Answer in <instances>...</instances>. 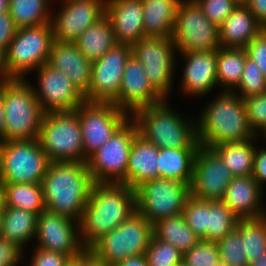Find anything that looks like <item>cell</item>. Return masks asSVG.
I'll return each mask as SVG.
<instances>
[{
  "instance_id": "cell-1",
  "label": "cell",
  "mask_w": 266,
  "mask_h": 266,
  "mask_svg": "<svg viewBox=\"0 0 266 266\" xmlns=\"http://www.w3.org/2000/svg\"><path fill=\"white\" fill-rule=\"evenodd\" d=\"M135 212V189L123 183H94L79 221L82 245L90 248Z\"/></svg>"
},
{
  "instance_id": "cell-2",
  "label": "cell",
  "mask_w": 266,
  "mask_h": 266,
  "mask_svg": "<svg viewBox=\"0 0 266 266\" xmlns=\"http://www.w3.org/2000/svg\"><path fill=\"white\" fill-rule=\"evenodd\" d=\"M93 184L87 163H50L41 182L46 210L79 222Z\"/></svg>"
},
{
  "instance_id": "cell-3",
  "label": "cell",
  "mask_w": 266,
  "mask_h": 266,
  "mask_svg": "<svg viewBox=\"0 0 266 266\" xmlns=\"http://www.w3.org/2000/svg\"><path fill=\"white\" fill-rule=\"evenodd\" d=\"M217 96L196 122L200 145L212 148L257 137L248 123L244 100L236 92L222 91Z\"/></svg>"
},
{
  "instance_id": "cell-4",
  "label": "cell",
  "mask_w": 266,
  "mask_h": 266,
  "mask_svg": "<svg viewBox=\"0 0 266 266\" xmlns=\"http://www.w3.org/2000/svg\"><path fill=\"white\" fill-rule=\"evenodd\" d=\"M165 101L141 108L131 116L139 134L159 149L199 148L196 123L185 120Z\"/></svg>"
},
{
  "instance_id": "cell-5",
  "label": "cell",
  "mask_w": 266,
  "mask_h": 266,
  "mask_svg": "<svg viewBox=\"0 0 266 266\" xmlns=\"http://www.w3.org/2000/svg\"><path fill=\"white\" fill-rule=\"evenodd\" d=\"M4 112V141L38 139L44 116L33 90L25 79L0 84Z\"/></svg>"
},
{
  "instance_id": "cell-6",
  "label": "cell",
  "mask_w": 266,
  "mask_h": 266,
  "mask_svg": "<svg viewBox=\"0 0 266 266\" xmlns=\"http://www.w3.org/2000/svg\"><path fill=\"white\" fill-rule=\"evenodd\" d=\"M38 140L51 163H87L76 110L44 114Z\"/></svg>"
},
{
  "instance_id": "cell-7",
  "label": "cell",
  "mask_w": 266,
  "mask_h": 266,
  "mask_svg": "<svg viewBox=\"0 0 266 266\" xmlns=\"http://www.w3.org/2000/svg\"><path fill=\"white\" fill-rule=\"evenodd\" d=\"M153 237V225L137 211L89 249L108 266L132 256L145 254Z\"/></svg>"
},
{
  "instance_id": "cell-8",
  "label": "cell",
  "mask_w": 266,
  "mask_h": 266,
  "mask_svg": "<svg viewBox=\"0 0 266 266\" xmlns=\"http://www.w3.org/2000/svg\"><path fill=\"white\" fill-rule=\"evenodd\" d=\"M50 163L38 139L0 142L2 183H41Z\"/></svg>"
},
{
  "instance_id": "cell-9",
  "label": "cell",
  "mask_w": 266,
  "mask_h": 266,
  "mask_svg": "<svg viewBox=\"0 0 266 266\" xmlns=\"http://www.w3.org/2000/svg\"><path fill=\"white\" fill-rule=\"evenodd\" d=\"M138 133L136 122L129 118L110 140L87 159L88 171L94 183L126 184L129 154Z\"/></svg>"
},
{
  "instance_id": "cell-10",
  "label": "cell",
  "mask_w": 266,
  "mask_h": 266,
  "mask_svg": "<svg viewBox=\"0 0 266 266\" xmlns=\"http://www.w3.org/2000/svg\"><path fill=\"white\" fill-rule=\"evenodd\" d=\"M135 193L136 211L153 225L158 220L183 213L190 197V184L156 178L142 183Z\"/></svg>"
},
{
  "instance_id": "cell-11",
  "label": "cell",
  "mask_w": 266,
  "mask_h": 266,
  "mask_svg": "<svg viewBox=\"0 0 266 266\" xmlns=\"http://www.w3.org/2000/svg\"><path fill=\"white\" fill-rule=\"evenodd\" d=\"M53 29L51 22L35 27L18 28L6 51V62L14 79H23L31 70L48 63Z\"/></svg>"
},
{
  "instance_id": "cell-12",
  "label": "cell",
  "mask_w": 266,
  "mask_h": 266,
  "mask_svg": "<svg viewBox=\"0 0 266 266\" xmlns=\"http://www.w3.org/2000/svg\"><path fill=\"white\" fill-rule=\"evenodd\" d=\"M176 52L218 50L219 30L194 0L179 3L172 35Z\"/></svg>"
},
{
  "instance_id": "cell-13",
  "label": "cell",
  "mask_w": 266,
  "mask_h": 266,
  "mask_svg": "<svg viewBox=\"0 0 266 266\" xmlns=\"http://www.w3.org/2000/svg\"><path fill=\"white\" fill-rule=\"evenodd\" d=\"M76 111L81 125L86 159L110 140L113 134L131 118L114 103L84 101Z\"/></svg>"
},
{
  "instance_id": "cell-14",
  "label": "cell",
  "mask_w": 266,
  "mask_h": 266,
  "mask_svg": "<svg viewBox=\"0 0 266 266\" xmlns=\"http://www.w3.org/2000/svg\"><path fill=\"white\" fill-rule=\"evenodd\" d=\"M131 45L117 43L100 59L93 61L91 81L84 95L87 102L114 103L119 108V90Z\"/></svg>"
},
{
  "instance_id": "cell-15",
  "label": "cell",
  "mask_w": 266,
  "mask_h": 266,
  "mask_svg": "<svg viewBox=\"0 0 266 266\" xmlns=\"http://www.w3.org/2000/svg\"><path fill=\"white\" fill-rule=\"evenodd\" d=\"M132 55L143 65L151 85L166 99L175 72L172 37L146 36L131 45Z\"/></svg>"
},
{
  "instance_id": "cell-16",
  "label": "cell",
  "mask_w": 266,
  "mask_h": 266,
  "mask_svg": "<svg viewBox=\"0 0 266 266\" xmlns=\"http://www.w3.org/2000/svg\"><path fill=\"white\" fill-rule=\"evenodd\" d=\"M234 175L212 149L199 146L190 183V196L199 200H221Z\"/></svg>"
},
{
  "instance_id": "cell-17",
  "label": "cell",
  "mask_w": 266,
  "mask_h": 266,
  "mask_svg": "<svg viewBox=\"0 0 266 266\" xmlns=\"http://www.w3.org/2000/svg\"><path fill=\"white\" fill-rule=\"evenodd\" d=\"M38 89L34 94L43 112H62L76 110L84 101V96L72 84L65 73L58 71L48 63L37 70Z\"/></svg>"
},
{
  "instance_id": "cell-18",
  "label": "cell",
  "mask_w": 266,
  "mask_h": 266,
  "mask_svg": "<svg viewBox=\"0 0 266 266\" xmlns=\"http://www.w3.org/2000/svg\"><path fill=\"white\" fill-rule=\"evenodd\" d=\"M37 247L77 257L85 247L80 239L79 222L68 217L43 211L37 217Z\"/></svg>"
},
{
  "instance_id": "cell-19",
  "label": "cell",
  "mask_w": 266,
  "mask_h": 266,
  "mask_svg": "<svg viewBox=\"0 0 266 266\" xmlns=\"http://www.w3.org/2000/svg\"><path fill=\"white\" fill-rule=\"evenodd\" d=\"M64 1V2H63ZM63 7L53 15V40L74 42L88 27L105 15L106 0H62Z\"/></svg>"
},
{
  "instance_id": "cell-20",
  "label": "cell",
  "mask_w": 266,
  "mask_h": 266,
  "mask_svg": "<svg viewBox=\"0 0 266 266\" xmlns=\"http://www.w3.org/2000/svg\"><path fill=\"white\" fill-rule=\"evenodd\" d=\"M165 98L151 85L143 65L133 55L126 62L119 90V108L129 115Z\"/></svg>"
},
{
  "instance_id": "cell-21",
  "label": "cell",
  "mask_w": 266,
  "mask_h": 266,
  "mask_svg": "<svg viewBox=\"0 0 266 266\" xmlns=\"http://www.w3.org/2000/svg\"><path fill=\"white\" fill-rule=\"evenodd\" d=\"M105 15L111 21L117 43L132 45L146 37L142 0H106Z\"/></svg>"
},
{
  "instance_id": "cell-22",
  "label": "cell",
  "mask_w": 266,
  "mask_h": 266,
  "mask_svg": "<svg viewBox=\"0 0 266 266\" xmlns=\"http://www.w3.org/2000/svg\"><path fill=\"white\" fill-rule=\"evenodd\" d=\"M186 59L182 76L184 93L204 96L217 86V50L180 53Z\"/></svg>"
},
{
  "instance_id": "cell-23",
  "label": "cell",
  "mask_w": 266,
  "mask_h": 266,
  "mask_svg": "<svg viewBox=\"0 0 266 266\" xmlns=\"http://www.w3.org/2000/svg\"><path fill=\"white\" fill-rule=\"evenodd\" d=\"M92 63L79 51L74 42L53 40L48 64L65 73L83 96L89 90Z\"/></svg>"
},
{
  "instance_id": "cell-24",
  "label": "cell",
  "mask_w": 266,
  "mask_h": 266,
  "mask_svg": "<svg viewBox=\"0 0 266 266\" xmlns=\"http://www.w3.org/2000/svg\"><path fill=\"white\" fill-rule=\"evenodd\" d=\"M263 188L250 176H236L227 186L221 201L239 218L256 219L266 216L262 203Z\"/></svg>"
},
{
  "instance_id": "cell-25",
  "label": "cell",
  "mask_w": 266,
  "mask_h": 266,
  "mask_svg": "<svg viewBox=\"0 0 266 266\" xmlns=\"http://www.w3.org/2000/svg\"><path fill=\"white\" fill-rule=\"evenodd\" d=\"M265 27L240 3L218 27L223 48H245Z\"/></svg>"
},
{
  "instance_id": "cell-26",
  "label": "cell",
  "mask_w": 266,
  "mask_h": 266,
  "mask_svg": "<svg viewBox=\"0 0 266 266\" xmlns=\"http://www.w3.org/2000/svg\"><path fill=\"white\" fill-rule=\"evenodd\" d=\"M158 156L159 148L138 133L129 154L126 185L136 189L146 181L160 178Z\"/></svg>"
},
{
  "instance_id": "cell-27",
  "label": "cell",
  "mask_w": 266,
  "mask_h": 266,
  "mask_svg": "<svg viewBox=\"0 0 266 266\" xmlns=\"http://www.w3.org/2000/svg\"><path fill=\"white\" fill-rule=\"evenodd\" d=\"M182 0H142L145 36L172 37L179 3Z\"/></svg>"
},
{
  "instance_id": "cell-28",
  "label": "cell",
  "mask_w": 266,
  "mask_h": 266,
  "mask_svg": "<svg viewBox=\"0 0 266 266\" xmlns=\"http://www.w3.org/2000/svg\"><path fill=\"white\" fill-rule=\"evenodd\" d=\"M79 51L90 61L100 59L117 44L110 19L104 15L75 41Z\"/></svg>"
},
{
  "instance_id": "cell-29",
  "label": "cell",
  "mask_w": 266,
  "mask_h": 266,
  "mask_svg": "<svg viewBox=\"0 0 266 266\" xmlns=\"http://www.w3.org/2000/svg\"><path fill=\"white\" fill-rule=\"evenodd\" d=\"M197 150L198 148L159 149L158 168L160 178L174 179L190 184Z\"/></svg>"
},
{
  "instance_id": "cell-30",
  "label": "cell",
  "mask_w": 266,
  "mask_h": 266,
  "mask_svg": "<svg viewBox=\"0 0 266 266\" xmlns=\"http://www.w3.org/2000/svg\"><path fill=\"white\" fill-rule=\"evenodd\" d=\"M37 217L23 209L4 207L0 236L23 250L24 244L36 235Z\"/></svg>"
},
{
  "instance_id": "cell-31",
  "label": "cell",
  "mask_w": 266,
  "mask_h": 266,
  "mask_svg": "<svg viewBox=\"0 0 266 266\" xmlns=\"http://www.w3.org/2000/svg\"><path fill=\"white\" fill-rule=\"evenodd\" d=\"M255 140L257 137L242 142L222 143L212 149L221 157L234 177L250 176L254 164Z\"/></svg>"
},
{
  "instance_id": "cell-32",
  "label": "cell",
  "mask_w": 266,
  "mask_h": 266,
  "mask_svg": "<svg viewBox=\"0 0 266 266\" xmlns=\"http://www.w3.org/2000/svg\"><path fill=\"white\" fill-rule=\"evenodd\" d=\"M4 207L23 209L39 216L46 210L41 183H3Z\"/></svg>"
},
{
  "instance_id": "cell-33",
  "label": "cell",
  "mask_w": 266,
  "mask_h": 266,
  "mask_svg": "<svg viewBox=\"0 0 266 266\" xmlns=\"http://www.w3.org/2000/svg\"><path fill=\"white\" fill-rule=\"evenodd\" d=\"M247 57L245 48L220 47L217 50V83L222 85V90L229 92L237 90Z\"/></svg>"
},
{
  "instance_id": "cell-34",
  "label": "cell",
  "mask_w": 266,
  "mask_h": 266,
  "mask_svg": "<svg viewBox=\"0 0 266 266\" xmlns=\"http://www.w3.org/2000/svg\"><path fill=\"white\" fill-rule=\"evenodd\" d=\"M153 235L173 244L183 254L200 241L187 225L183 214L158 220L153 224Z\"/></svg>"
},
{
  "instance_id": "cell-35",
  "label": "cell",
  "mask_w": 266,
  "mask_h": 266,
  "mask_svg": "<svg viewBox=\"0 0 266 266\" xmlns=\"http://www.w3.org/2000/svg\"><path fill=\"white\" fill-rule=\"evenodd\" d=\"M49 1L9 0L8 12L17 28L39 26L51 22Z\"/></svg>"
},
{
  "instance_id": "cell-36",
  "label": "cell",
  "mask_w": 266,
  "mask_h": 266,
  "mask_svg": "<svg viewBox=\"0 0 266 266\" xmlns=\"http://www.w3.org/2000/svg\"><path fill=\"white\" fill-rule=\"evenodd\" d=\"M236 229L244 241L249 263L258 261L266 254V216L256 219H239Z\"/></svg>"
},
{
  "instance_id": "cell-37",
  "label": "cell",
  "mask_w": 266,
  "mask_h": 266,
  "mask_svg": "<svg viewBox=\"0 0 266 266\" xmlns=\"http://www.w3.org/2000/svg\"><path fill=\"white\" fill-rule=\"evenodd\" d=\"M239 218L221 201H208V241L218 242L236 228Z\"/></svg>"
},
{
  "instance_id": "cell-38",
  "label": "cell",
  "mask_w": 266,
  "mask_h": 266,
  "mask_svg": "<svg viewBox=\"0 0 266 266\" xmlns=\"http://www.w3.org/2000/svg\"><path fill=\"white\" fill-rule=\"evenodd\" d=\"M182 214L193 233L200 240L208 241V201L190 196Z\"/></svg>"
},
{
  "instance_id": "cell-39",
  "label": "cell",
  "mask_w": 266,
  "mask_h": 266,
  "mask_svg": "<svg viewBox=\"0 0 266 266\" xmlns=\"http://www.w3.org/2000/svg\"><path fill=\"white\" fill-rule=\"evenodd\" d=\"M148 266H179L183 263V253L171 243L154 235L145 251Z\"/></svg>"
},
{
  "instance_id": "cell-40",
  "label": "cell",
  "mask_w": 266,
  "mask_h": 266,
  "mask_svg": "<svg viewBox=\"0 0 266 266\" xmlns=\"http://www.w3.org/2000/svg\"><path fill=\"white\" fill-rule=\"evenodd\" d=\"M216 244L220 258L228 262L230 266H248L249 261L245 254L244 241L236 228Z\"/></svg>"
},
{
  "instance_id": "cell-41",
  "label": "cell",
  "mask_w": 266,
  "mask_h": 266,
  "mask_svg": "<svg viewBox=\"0 0 266 266\" xmlns=\"http://www.w3.org/2000/svg\"><path fill=\"white\" fill-rule=\"evenodd\" d=\"M236 88H239L238 91H240V94L238 96L242 99L266 92L265 76L259 66L248 57L246 58L242 78Z\"/></svg>"
},
{
  "instance_id": "cell-42",
  "label": "cell",
  "mask_w": 266,
  "mask_h": 266,
  "mask_svg": "<svg viewBox=\"0 0 266 266\" xmlns=\"http://www.w3.org/2000/svg\"><path fill=\"white\" fill-rule=\"evenodd\" d=\"M219 258L216 242L200 240L183 254V263L186 266H216Z\"/></svg>"
},
{
  "instance_id": "cell-43",
  "label": "cell",
  "mask_w": 266,
  "mask_h": 266,
  "mask_svg": "<svg viewBox=\"0 0 266 266\" xmlns=\"http://www.w3.org/2000/svg\"><path fill=\"white\" fill-rule=\"evenodd\" d=\"M243 100L250 128L259 136L260 131H266V92Z\"/></svg>"
},
{
  "instance_id": "cell-44",
  "label": "cell",
  "mask_w": 266,
  "mask_h": 266,
  "mask_svg": "<svg viewBox=\"0 0 266 266\" xmlns=\"http://www.w3.org/2000/svg\"><path fill=\"white\" fill-rule=\"evenodd\" d=\"M203 14L218 27L240 4L238 0H194Z\"/></svg>"
},
{
  "instance_id": "cell-45",
  "label": "cell",
  "mask_w": 266,
  "mask_h": 266,
  "mask_svg": "<svg viewBox=\"0 0 266 266\" xmlns=\"http://www.w3.org/2000/svg\"><path fill=\"white\" fill-rule=\"evenodd\" d=\"M245 50L266 78V28L248 43Z\"/></svg>"
},
{
  "instance_id": "cell-46",
  "label": "cell",
  "mask_w": 266,
  "mask_h": 266,
  "mask_svg": "<svg viewBox=\"0 0 266 266\" xmlns=\"http://www.w3.org/2000/svg\"><path fill=\"white\" fill-rule=\"evenodd\" d=\"M30 266H65L70 258L67 255L36 247Z\"/></svg>"
},
{
  "instance_id": "cell-47",
  "label": "cell",
  "mask_w": 266,
  "mask_h": 266,
  "mask_svg": "<svg viewBox=\"0 0 266 266\" xmlns=\"http://www.w3.org/2000/svg\"><path fill=\"white\" fill-rule=\"evenodd\" d=\"M22 249L0 236V266H16L23 259Z\"/></svg>"
},
{
  "instance_id": "cell-48",
  "label": "cell",
  "mask_w": 266,
  "mask_h": 266,
  "mask_svg": "<svg viewBox=\"0 0 266 266\" xmlns=\"http://www.w3.org/2000/svg\"><path fill=\"white\" fill-rule=\"evenodd\" d=\"M17 29L9 12L0 13V49L7 51Z\"/></svg>"
},
{
  "instance_id": "cell-49",
  "label": "cell",
  "mask_w": 266,
  "mask_h": 266,
  "mask_svg": "<svg viewBox=\"0 0 266 266\" xmlns=\"http://www.w3.org/2000/svg\"><path fill=\"white\" fill-rule=\"evenodd\" d=\"M256 148L255 146L254 164L251 176L262 188L266 182V149L260 148L257 150Z\"/></svg>"
},
{
  "instance_id": "cell-50",
  "label": "cell",
  "mask_w": 266,
  "mask_h": 266,
  "mask_svg": "<svg viewBox=\"0 0 266 266\" xmlns=\"http://www.w3.org/2000/svg\"><path fill=\"white\" fill-rule=\"evenodd\" d=\"M243 4L254 17L266 28V0H245Z\"/></svg>"
},
{
  "instance_id": "cell-51",
  "label": "cell",
  "mask_w": 266,
  "mask_h": 266,
  "mask_svg": "<svg viewBox=\"0 0 266 266\" xmlns=\"http://www.w3.org/2000/svg\"><path fill=\"white\" fill-rule=\"evenodd\" d=\"M80 266H108L92 250L85 248L80 253Z\"/></svg>"
},
{
  "instance_id": "cell-52",
  "label": "cell",
  "mask_w": 266,
  "mask_h": 266,
  "mask_svg": "<svg viewBox=\"0 0 266 266\" xmlns=\"http://www.w3.org/2000/svg\"><path fill=\"white\" fill-rule=\"evenodd\" d=\"M14 80L10 75L7 62H6V51L0 49V84Z\"/></svg>"
},
{
  "instance_id": "cell-53",
  "label": "cell",
  "mask_w": 266,
  "mask_h": 266,
  "mask_svg": "<svg viewBox=\"0 0 266 266\" xmlns=\"http://www.w3.org/2000/svg\"><path fill=\"white\" fill-rule=\"evenodd\" d=\"M114 266H148V262L145 254H143L129 257L126 260L118 262Z\"/></svg>"
},
{
  "instance_id": "cell-54",
  "label": "cell",
  "mask_w": 266,
  "mask_h": 266,
  "mask_svg": "<svg viewBox=\"0 0 266 266\" xmlns=\"http://www.w3.org/2000/svg\"><path fill=\"white\" fill-rule=\"evenodd\" d=\"M4 128H5V112H4L2 95L0 92V142L4 141Z\"/></svg>"
},
{
  "instance_id": "cell-55",
  "label": "cell",
  "mask_w": 266,
  "mask_h": 266,
  "mask_svg": "<svg viewBox=\"0 0 266 266\" xmlns=\"http://www.w3.org/2000/svg\"><path fill=\"white\" fill-rule=\"evenodd\" d=\"M9 0H0V13L8 12Z\"/></svg>"
},
{
  "instance_id": "cell-56",
  "label": "cell",
  "mask_w": 266,
  "mask_h": 266,
  "mask_svg": "<svg viewBox=\"0 0 266 266\" xmlns=\"http://www.w3.org/2000/svg\"><path fill=\"white\" fill-rule=\"evenodd\" d=\"M248 266H266V254L262 257V259L251 262Z\"/></svg>"
},
{
  "instance_id": "cell-57",
  "label": "cell",
  "mask_w": 266,
  "mask_h": 266,
  "mask_svg": "<svg viewBox=\"0 0 266 266\" xmlns=\"http://www.w3.org/2000/svg\"><path fill=\"white\" fill-rule=\"evenodd\" d=\"M0 210H4V189L3 183L0 181Z\"/></svg>"
},
{
  "instance_id": "cell-58",
  "label": "cell",
  "mask_w": 266,
  "mask_h": 266,
  "mask_svg": "<svg viewBox=\"0 0 266 266\" xmlns=\"http://www.w3.org/2000/svg\"><path fill=\"white\" fill-rule=\"evenodd\" d=\"M65 266H80V254L77 257L70 259Z\"/></svg>"
},
{
  "instance_id": "cell-59",
  "label": "cell",
  "mask_w": 266,
  "mask_h": 266,
  "mask_svg": "<svg viewBox=\"0 0 266 266\" xmlns=\"http://www.w3.org/2000/svg\"><path fill=\"white\" fill-rule=\"evenodd\" d=\"M216 266H230V265L228 262H226L222 258H219V263Z\"/></svg>"
},
{
  "instance_id": "cell-60",
  "label": "cell",
  "mask_w": 266,
  "mask_h": 266,
  "mask_svg": "<svg viewBox=\"0 0 266 266\" xmlns=\"http://www.w3.org/2000/svg\"><path fill=\"white\" fill-rule=\"evenodd\" d=\"M3 217H4V210H0V232L2 229Z\"/></svg>"
}]
</instances>
